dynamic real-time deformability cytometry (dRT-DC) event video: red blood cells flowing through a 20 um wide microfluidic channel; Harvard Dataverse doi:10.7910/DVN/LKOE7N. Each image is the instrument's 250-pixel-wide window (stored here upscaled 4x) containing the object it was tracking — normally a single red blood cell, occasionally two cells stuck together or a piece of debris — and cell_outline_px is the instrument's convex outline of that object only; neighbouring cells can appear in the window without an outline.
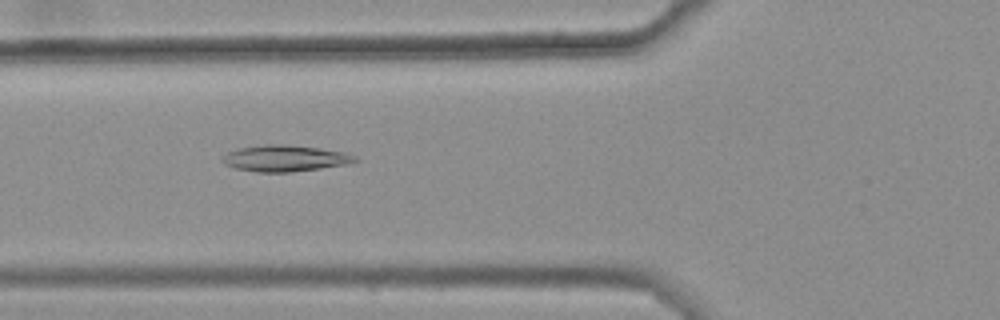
{"species": "common noctule bat (a hibernating species)", "species_latin": "Nyctalus noctula", "temperature_condition": "warm", "stored_images_in_passage": 49, "camera_frame_rate_fps": 3000, "um_per_image_px": 0.085, "animal": {"sex": "female", "body_mass_g": 25.1}, "frame": {"image": 1, "passage_image": 21, "time_ms": 6.667, "image_size_px": [1000, 320], "cell_outline_px": [[360, 160], [348, 164], [320, 168], [288, 172], [256, 172], [236, 168], [224, 164], [220, 160], [228, 152], [236, 148], [264, 144], [284, 144], [316, 148], [344, 152], [356, 156]], "centroid_in_image_um": [24.2, 13.45], "position_along_channel_um": 101.6, "area_um2": 20.29}}
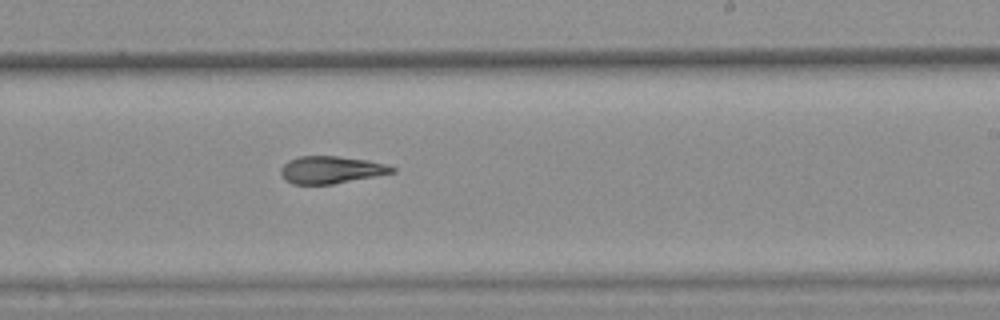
{"frame": {"image": 2, "passage_image": 34, "time_ms": 11.0, "image_size_px": [1000, 320], "cell_outline_px": [[396, 172], [332, 184], [292, 184], [284, 180], [280, 172], [280, 168], [288, 160], [300, 156], [336, 156], [368, 160], [388, 164], [396, 168]], "centroid_in_image_um": [28.13, 14.43], "position_along_channel_um": 260.9, "area_um2": 17.8}}
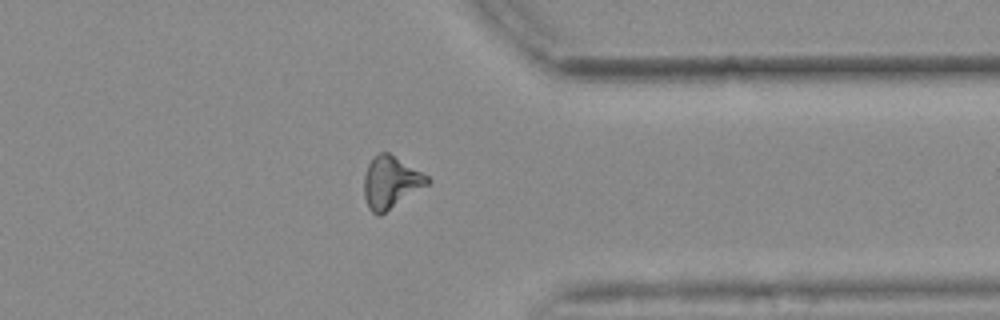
{"frame": {"image": 3, "passage_image": 44, "time_ms": 14.333, "image_size_px": [1000, 320], "cell_outline_px": [[432, 180], [428, 184], [380, 216], [376, 216], [368, 208], [364, 196], [364, 176], [368, 164], [380, 152], [388, 152], [428, 176]], "centroid_in_image_um": [33.2, 15.52], "position_along_channel_um": 378.2, "area_um2": 19.02}, "authors_computed_cell_mechanics": {"area_um2": 18.785, "velocity_mm_per_s": 3.687, "shape_relaxation_time_tau1_ms": null, "shape_relaxation_time_tau2_ms": 6.9729, "deformation_change_tau1": null, "deformation_change_tau2": 0.1757}}